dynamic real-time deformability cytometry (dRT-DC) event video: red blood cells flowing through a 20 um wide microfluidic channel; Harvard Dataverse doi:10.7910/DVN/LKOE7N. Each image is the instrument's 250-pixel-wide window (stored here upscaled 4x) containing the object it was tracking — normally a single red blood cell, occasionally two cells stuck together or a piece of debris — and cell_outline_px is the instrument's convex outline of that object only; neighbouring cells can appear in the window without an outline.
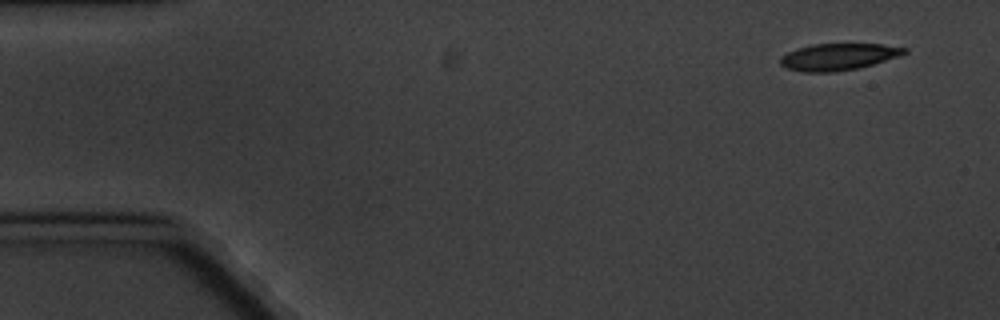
{"species": "common noctule bat (a hibernating species)", "species_latin": "Nyctalus noctula", "temperature_condition": "cold", "stored_images_in_passage": 4, "camera_frame_rate_fps": 3000, "um_per_image_px": 0.085, "animal": {"sex": "male", "body_mass_g": 20.1, "forearm_length_mm": 53.5}, "frame": {"image": 1, "passage_image": 1, "time_ms": 0.0, "image_size_px": [1000, 320], "cell_outline_px": [[908, 52], [900, 56], [860, 68], [836, 72], [800, 72], [784, 68], [780, 64], [780, 56], [796, 48], [812, 44], [880, 44], [908, 48]], "centroid_in_image_um": [71.24, 4.84], "position_along_channel_um": 13.8, "area_um2": 19.65}}
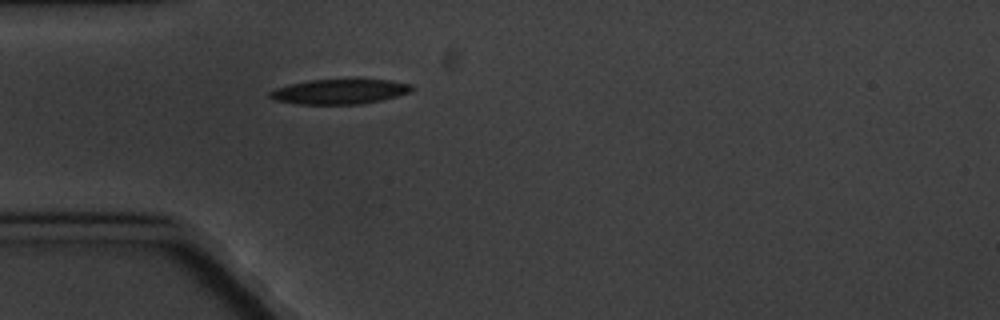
{"frame": {"image": 2, "passage_image": 4, "time_ms": 4.333, "image_size_px": [1000, 320], "cell_outline_px": [[416, 88], [408, 92], [396, 96], [380, 100], [360, 104], [300, 104], [272, 100], [268, 96], [268, 92], [276, 88], [288, 84], [308, 80], [352, 76], [356, 76], [392, 80], [412, 84]], "centroid_in_image_um": [28.89, 7.72], "position_along_channel_um": 56.1, "area_um2": 21.85}}